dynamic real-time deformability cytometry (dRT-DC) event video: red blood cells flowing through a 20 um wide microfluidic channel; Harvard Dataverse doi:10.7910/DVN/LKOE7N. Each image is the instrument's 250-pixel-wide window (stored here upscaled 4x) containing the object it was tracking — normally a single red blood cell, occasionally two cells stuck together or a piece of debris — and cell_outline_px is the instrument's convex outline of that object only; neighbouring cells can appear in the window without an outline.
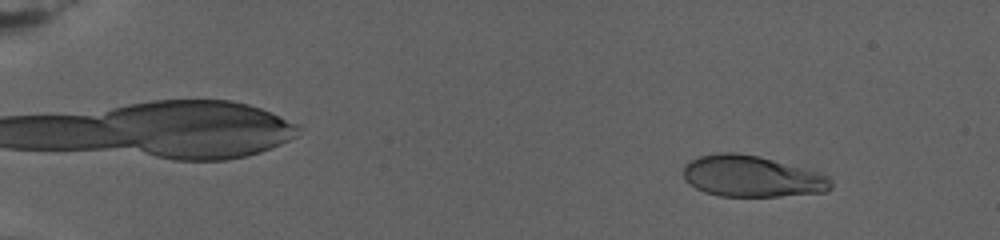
{"species": "human", "species_latin": "Homo sapiens", "temperature_condition": "warm", "stored_images_in_passage": 36, "camera_frame_rate_fps": 3000, "um_per_image_px": 0.085, "donor": {"sex": "female"}, "frame": {"image": 1, "passage_image": 11, "time_ms": 2.667, "image_size_px": [1000, 240], "cell_outline_px": [[832, 188], [824, 192], [780, 196], [720, 196], [704, 192], [696, 188], [684, 180], [684, 168], [692, 160], [700, 156], [720, 152], [736, 152], [760, 156], [816, 172], [828, 176], [832, 180]], "centroid_in_image_um": [63.9, 14.99], "position_along_channel_um": 21.1, "area_um2": 35.26}}
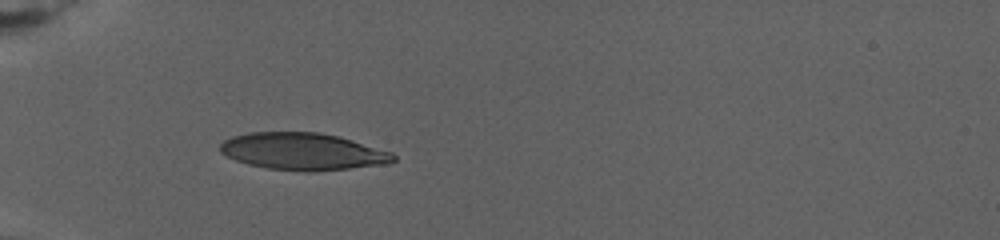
{"frame": {"image": 2, "passage_image": 35, "time_ms": 8.667, "image_size_px": [1000, 240], "cell_outline_px": [[396, 160], [384, 164], [312, 172], [308, 172], [268, 168], [248, 164], [236, 160], [220, 152], [220, 144], [224, 140], [232, 136], [248, 132], [320, 132], [352, 140], [392, 152], [396, 156]], "centroid_in_image_um": [25.72, 12.87], "position_along_channel_um": 59.3, "area_um2": 37.28}}